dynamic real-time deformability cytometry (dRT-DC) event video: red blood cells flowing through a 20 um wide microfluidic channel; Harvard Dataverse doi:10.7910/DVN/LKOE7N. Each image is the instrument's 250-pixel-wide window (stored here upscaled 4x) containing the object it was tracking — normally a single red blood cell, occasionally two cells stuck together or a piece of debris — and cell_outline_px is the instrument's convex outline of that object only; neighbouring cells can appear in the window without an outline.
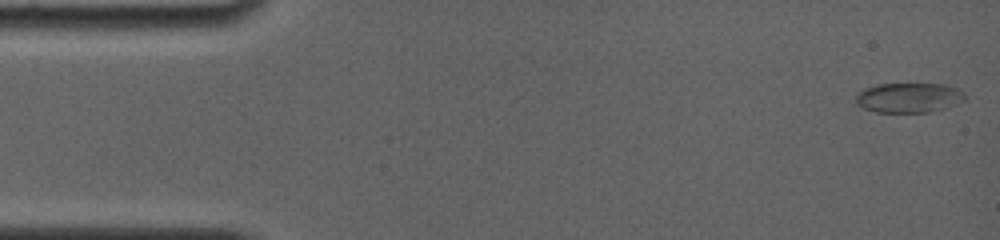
{"species": "common noctule bat (a hibernating species)", "species_latin": "Nyctalus noctula", "temperature_condition": "room temperature", "stored_images_in_passage": 41, "camera_frame_rate_fps": 4000, "um_per_image_px": 0.085, "animal": {"sex": "female", "body_mass_g": 19.0, "forearm_length_mm": 56.7}, "frame": {"image": 1, "passage_image": 1, "time_ms": 0.0, "image_size_px": [1000, 240], "cell_outline_px": [[964, 100], [948, 108], [928, 112], [876, 112], [864, 108], [856, 104], [856, 92], [864, 88], [880, 84], [944, 84], [956, 88], [964, 92]], "centroid_in_image_um": [77.23, 8.3], "position_along_channel_um": 7.8, "area_um2": 19.02}}
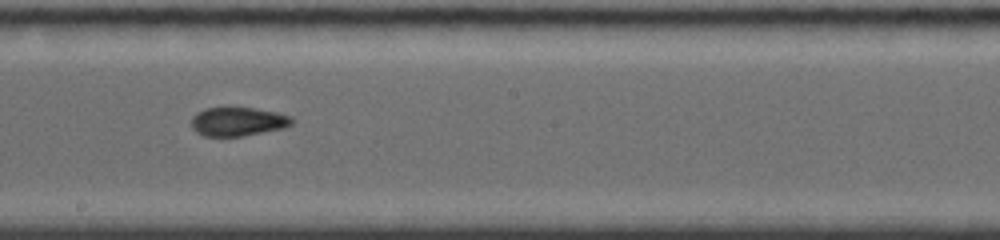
{"frame": {"image": 2, "passage_image": 19, "time_ms": 8.75, "image_size_px": [1000, 240], "cell_outline_px": [[292, 124], [284, 128], [244, 136], [204, 136], [196, 132], [192, 128], [192, 116], [196, 112], [204, 108], [256, 108], [276, 112], [292, 116]], "centroid_in_image_um": [20.21, 10.33], "position_along_channel_um": 228.0, "area_um2": 16.94}}
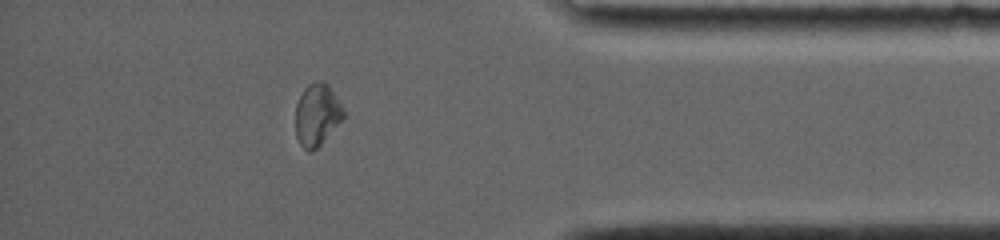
{"frame": {"image": 3, "passage_image": 35, "time_ms": 13.75, "image_size_px": [1000, 240], "cell_outline_px": [[344, 116], [320, 144], [312, 152], [308, 152], [300, 144], [296, 136], [296, 104], [304, 88], [308, 84], [316, 80], [320, 80], [328, 84], [340, 104], [344, 112]], "centroid_in_image_um": [26.91, 9.74], "position_along_channel_um": 408.3, "area_um2": 16.99}, "authors_computed_cell_mechanics": {"area_um2": 17.629, "velocity_mm_per_s": 3.9013, "shape_relaxation_time_tau1_ms": null, "shape_relaxation_time_tau2_ms": 1.2602, "deformation_change_tau1": null, "deformation_change_tau2": 0.0385}}